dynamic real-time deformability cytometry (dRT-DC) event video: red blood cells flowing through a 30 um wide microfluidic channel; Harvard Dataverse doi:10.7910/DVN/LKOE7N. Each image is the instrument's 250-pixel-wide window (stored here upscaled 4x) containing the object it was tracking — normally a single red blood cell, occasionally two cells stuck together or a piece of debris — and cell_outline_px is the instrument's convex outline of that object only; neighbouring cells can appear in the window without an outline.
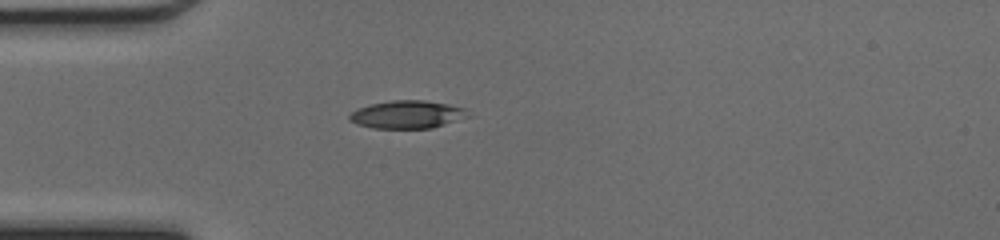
{"species": "common noctule bat (a hibernating species)", "species_latin": "Nyctalus noctula", "temperature_condition": "cold", "stored_images_in_passage": 35, "camera_frame_rate_fps": 3000, "um_per_image_px": 0.085, "animal": {"sex": "female", "body_mass_g": 17.0, "forearm_length_mm": 48.0}, "frame": {"image": 1, "passage_image": 1, "time_ms": 0.0, "image_size_px": [1000, 240], "cell_outline_px": [[468, 116], [432, 128], [372, 128], [356, 124], [348, 120], [348, 116], [356, 108], [368, 104], [392, 100], [424, 100], [448, 104], [464, 108]], "centroid_in_image_um": [34.52, 9.72], "position_along_channel_um": 50.5, "area_um2": 19.19}}
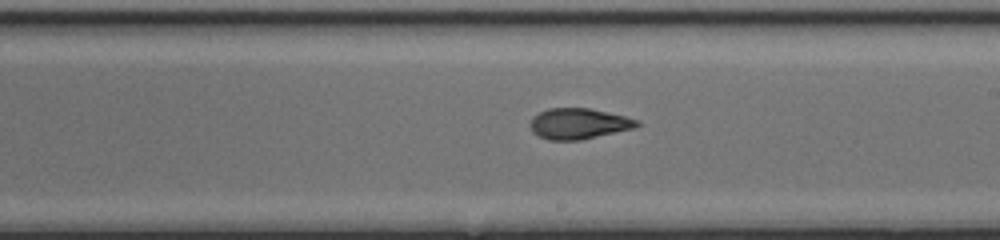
{"frame": {"image": 2, "passage_image": 15, "time_ms": 4.667, "image_size_px": [1000, 240], "cell_outline_px": [[640, 124], [632, 128], [580, 140], [548, 140], [532, 132], [532, 116], [548, 108], [588, 108], [624, 116], [640, 120]], "centroid_in_image_um": [49.17, 10.5], "position_along_channel_um": 239.8, "area_um2": 18.79}}
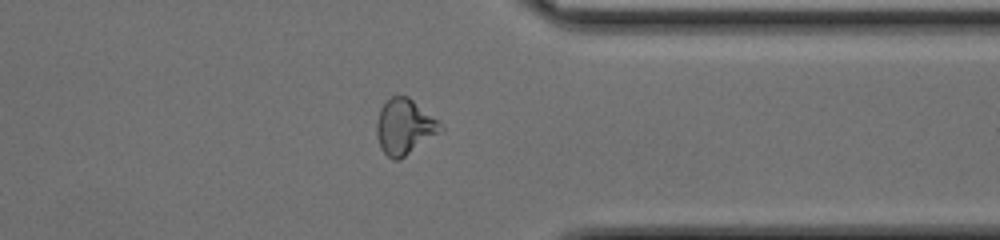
{"frame": {"image": 3, "passage_image": 25, "time_ms": 8.0, "image_size_px": [1000, 240], "cell_outline_px": [[444, 132], [400, 160], [392, 160], [380, 148], [376, 136], [376, 120], [380, 108], [392, 96], [408, 96], [436, 120], [444, 128]], "centroid_in_image_um": [34.38, 10.82], "position_along_channel_um": 377.0, "area_um2": 20.87}, "authors_computed_cell_mechanics": {"area_um2": 19.4786, "velocity_mm_per_s": 4.2859, "shape_relaxation_time_tau1_ms": null, "shape_relaxation_time_tau2_ms": 1.8129, "deformation_change_tau1": null, "deformation_change_tau2": 0.0845}}